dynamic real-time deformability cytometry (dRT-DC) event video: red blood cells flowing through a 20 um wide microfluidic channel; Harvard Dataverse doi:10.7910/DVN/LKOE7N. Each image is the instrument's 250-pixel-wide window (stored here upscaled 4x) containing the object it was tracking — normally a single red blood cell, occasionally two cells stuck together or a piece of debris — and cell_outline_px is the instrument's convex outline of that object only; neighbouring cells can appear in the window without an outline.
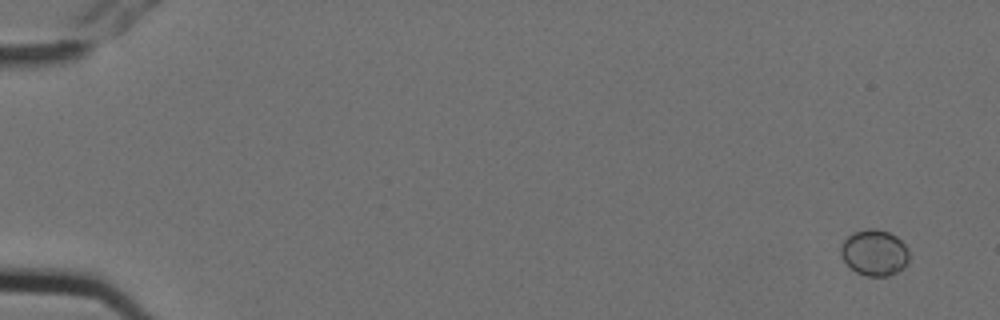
{"species": "Egyptian fruit bat (a non-hibernating species)", "species_latin": "Rousettus aegyptiacus", "temperature_condition": "cold", "stored_images_in_passage": 13, "camera_frame_rate_fps": 3000, "um_per_image_px": 0.085, "animal": {"sex": "female"}, "frame": {"image": 1, "passage_image": 1, "time_ms": 0.0, "image_size_px": [1000, 320], "cell_outline_px": [[908, 260], [904, 268], [888, 276], [864, 276], [856, 272], [844, 260], [840, 252], [840, 248], [844, 240], [852, 232], [868, 228], [876, 228], [888, 232], [896, 236], [904, 244], [908, 252]], "centroid_in_image_um": [74.32, 21.47], "position_along_channel_um": 10.7, "area_um2": 18.26}}
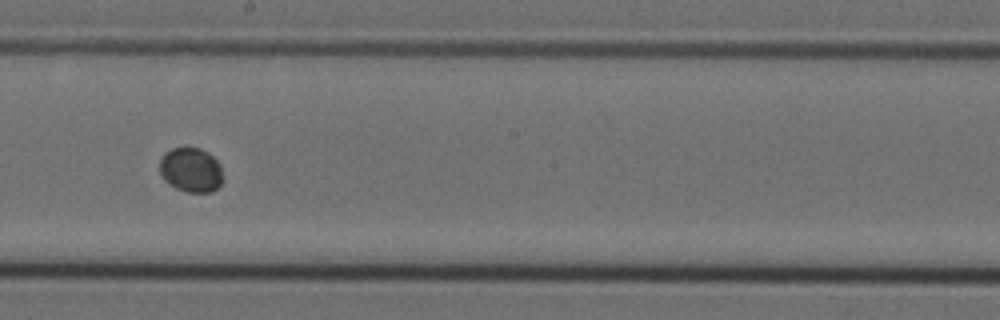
{"frame": {"image": 2, "passage_image": 8, "time_ms": 2.333, "image_size_px": [1000, 320], "cell_outline_px": [[224, 180], [212, 192], [188, 192], [176, 188], [164, 180], [160, 172], [160, 160], [164, 152], [172, 148], [200, 148], [208, 152], [220, 164]], "centroid_in_image_um": [16.24, 14.44], "position_along_channel_um": 232.0, "area_um2": 16.47}}
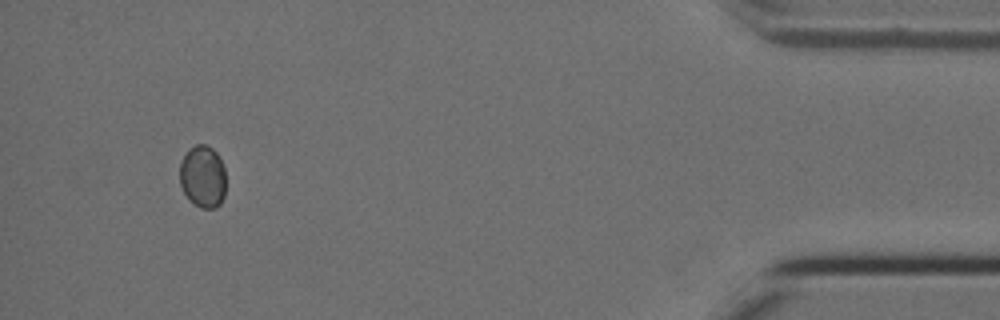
{"frame": {"image": 3, "passage_image": 13, "time_ms": 4.0, "image_size_px": [1000, 320], "cell_outline_px": [[224, 196], [220, 204], [216, 208], [200, 208], [188, 200], [180, 184], [180, 160], [188, 148], [196, 144], [204, 144], [212, 148], [216, 152], [224, 168]], "centroid_in_image_um": [17.21, 15.01], "position_along_channel_um": 418.0, "area_um2": 16.88}}